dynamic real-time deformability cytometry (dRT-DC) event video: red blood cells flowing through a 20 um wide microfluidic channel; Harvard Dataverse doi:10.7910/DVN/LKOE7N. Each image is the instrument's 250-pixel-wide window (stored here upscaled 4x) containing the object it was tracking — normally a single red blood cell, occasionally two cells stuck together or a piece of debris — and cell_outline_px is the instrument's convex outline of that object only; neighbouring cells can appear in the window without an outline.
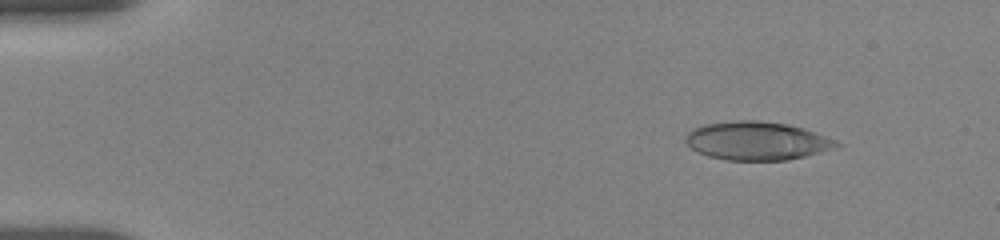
{"species": "human", "species_latin": "Homo sapiens", "temperature_condition": "room temperature", "stored_images_in_passage": 46, "camera_frame_rate_fps": 3000, "um_per_image_px": 0.085, "donor": {"sex": "female"}, "frame": {"image": 1, "passage_image": 13, "time_ms": 1.667, "image_size_px": [1000, 240], "cell_outline_px": [[844, 144], [836, 148], [788, 160], [728, 160], [708, 156], [696, 152], [684, 140], [684, 136], [692, 128], [704, 124], [736, 120], [760, 120], [788, 124], [824, 136]], "centroid_in_image_um": [64.29, 11.97], "position_along_channel_um": 20.7, "area_um2": 33.76}}
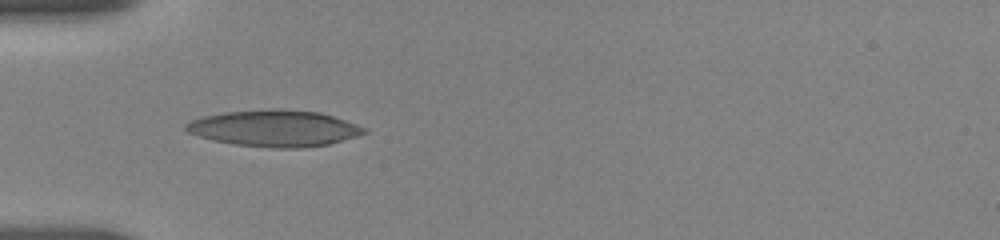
{"frame": {"image": 2, "passage_image": 45, "time_ms": 5.333, "image_size_px": [1000, 240], "cell_outline_px": [[368, 132], [356, 136], [328, 144], [304, 148], [272, 148], [236, 144], [216, 140], [200, 136], [188, 132], [184, 128], [184, 124], [192, 120], [204, 116], [224, 112], [272, 108], [280, 108], [320, 112], [356, 124], [364, 128]], "centroid_in_image_um": [23.32, 10.89], "position_along_channel_um": 61.7, "area_um2": 37.63}}